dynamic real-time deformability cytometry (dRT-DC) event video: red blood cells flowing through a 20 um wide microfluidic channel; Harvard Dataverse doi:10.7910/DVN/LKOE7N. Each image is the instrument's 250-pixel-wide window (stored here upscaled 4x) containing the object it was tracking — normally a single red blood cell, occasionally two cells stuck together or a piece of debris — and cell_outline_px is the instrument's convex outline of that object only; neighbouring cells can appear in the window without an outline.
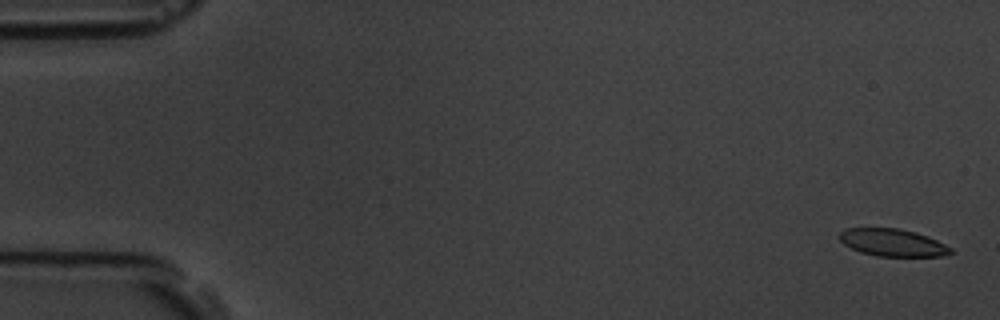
{"species": "common noctule bat (a hibernating species)", "species_latin": "Nyctalus noctula", "temperature_condition": "room temperature", "stored_images_in_passage": 6, "camera_frame_rate_fps": 3000, "um_per_image_px": 0.085, "animal": {"sex": "male", "body_mass_g": 19.5, "forearm_length_mm": 54.6}, "frame": {"image": 1, "passage_image": 1, "time_ms": 0.0, "image_size_px": [1000, 320], "cell_outline_px": [[952, 252], [940, 256], [876, 256], [860, 252], [844, 244], [840, 240], [840, 232], [844, 228], [900, 228], [916, 232], [928, 236], [952, 248]], "centroid_in_image_um": [75.86, 20.61], "position_along_channel_um": 9.1, "area_um2": 17.69}}
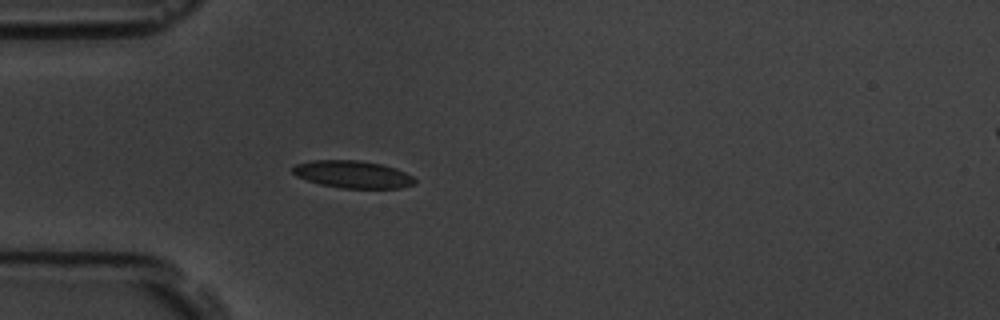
{"frame": {"image": 2, "passage_image": 5, "time_ms": 5.0, "image_size_px": [1000, 320], "cell_outline_px": [[416, 184], [400, 188], [344, 188], [320, 184], [296, 176], [292, 172], [292, 168], [296, 164], [312, 160], [356, 160], [380, 164], [396, 168], [412, 176], [416, 180]], "centroid_in_image_um": [29.99, 14.82], "position_along_channel_um": 55.0, "area_um2": 19.36}}